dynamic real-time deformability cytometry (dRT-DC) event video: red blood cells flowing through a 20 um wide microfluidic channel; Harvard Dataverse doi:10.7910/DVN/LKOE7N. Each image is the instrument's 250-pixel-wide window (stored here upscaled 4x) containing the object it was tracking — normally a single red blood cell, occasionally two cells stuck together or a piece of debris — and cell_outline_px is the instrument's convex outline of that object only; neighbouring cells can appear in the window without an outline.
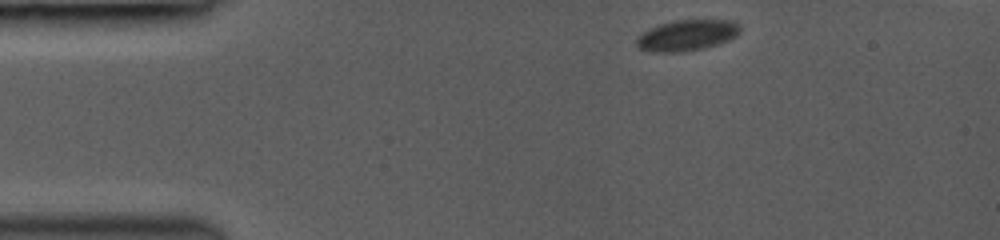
{"species": "common noctule bat (a hibernating species)", "species_latin": "Nyctalus noctula", "temperature_condition": "room temperature", "stored_images_in_passage": 11, "camera_frame_rate_fps": 3000, "um_per_image_px": 0.085, "animal": {"sex": "female", "body_mass_g": 19.0, "forearm_length_mm": 53.3}, "frame": {"image": 1, "passage_image": 1, "time_ms": 0.0, "image_size_px": [1000, 240], "cell_outline_px": [[740, 32], [736, 36], [728, 40], [704, 48], [676, 52], [648, 52], [640, 48], [636, 44], [636, 36], [640, 32], [648, 28], [672, 20], [732, 20], [740, 24]], "centroid_in_image_um": [58.35, 2.99], "position_along_channel_um": 26.7, "area_um2": 18.84}}